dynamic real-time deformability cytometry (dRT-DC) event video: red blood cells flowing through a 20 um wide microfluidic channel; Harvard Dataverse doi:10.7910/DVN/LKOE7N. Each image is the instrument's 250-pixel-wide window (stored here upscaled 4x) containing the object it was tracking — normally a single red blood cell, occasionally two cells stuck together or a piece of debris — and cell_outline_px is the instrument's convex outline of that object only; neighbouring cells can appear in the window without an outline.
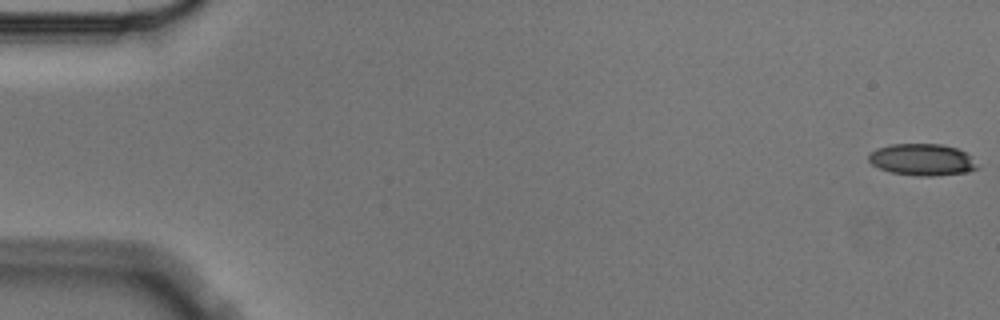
{"species": "Egyptian fruit bat (a non-hibernating species)", "species_latin": "Rousettus aegyptiacus", "temperature_condition": "cold", "stored_images_in_passage": 4, "camera_frame_rate_fps": 3000, "um_per_image_px": 0.085, "animal": {"sex": "male"}, "frame": {"image": 1, "passage_image": 1, "time_ms": 0.0, "image_size_px": [1000, 320], "cell_outline_px": [[980, 168], [968, 172], [932, 176], [920, 176], [892, 172], [880, 168], [872, 164], [868, 160], [868, 156], [876, 148], [892, 144], [940, 144], [956, 148], [964, 152]], "centroid_in_image_um": [78.37, 13.57], "position_along_channel_um": 6.6, "area_um2": 19.83}}